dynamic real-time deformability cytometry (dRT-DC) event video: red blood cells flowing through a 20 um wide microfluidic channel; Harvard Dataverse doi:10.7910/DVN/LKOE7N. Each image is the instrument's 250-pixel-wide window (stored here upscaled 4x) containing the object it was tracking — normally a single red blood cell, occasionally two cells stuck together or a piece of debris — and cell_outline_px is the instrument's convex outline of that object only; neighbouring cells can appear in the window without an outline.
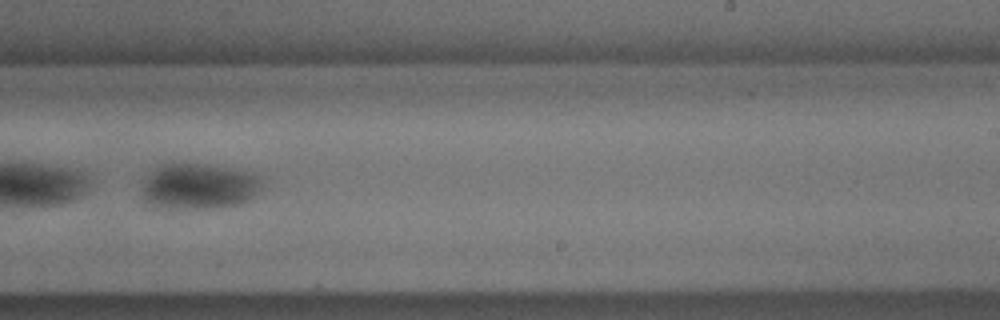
{"species": "common noctule bat (a hibernating species)", "species_latin": "Nyctalus noctula", "temperature_condition": "cold", "stored_images_in_passage": 38, "camera_frame_rate_fps": 3000, "um_per_image_px": 0.085, "animal": {"sex": "male", "body_mass_g": 18.8}, "frame": {"image": 1, "passage_image": 34, "time_ms": 11.0, "image_size_px": [1000, 320], "cell_outline_px": [[264, 184], [248, 200], [240, 204], [212, 208], [156, 208], [144, 196], [144, 180], [156, 168], [164, 164], [204, 164], [252, 172], [260, 176]], "centroid_in_image_um": [16.96, 15.84], "position_along_channel_um": 272.0, "area_um2": 31.62}}